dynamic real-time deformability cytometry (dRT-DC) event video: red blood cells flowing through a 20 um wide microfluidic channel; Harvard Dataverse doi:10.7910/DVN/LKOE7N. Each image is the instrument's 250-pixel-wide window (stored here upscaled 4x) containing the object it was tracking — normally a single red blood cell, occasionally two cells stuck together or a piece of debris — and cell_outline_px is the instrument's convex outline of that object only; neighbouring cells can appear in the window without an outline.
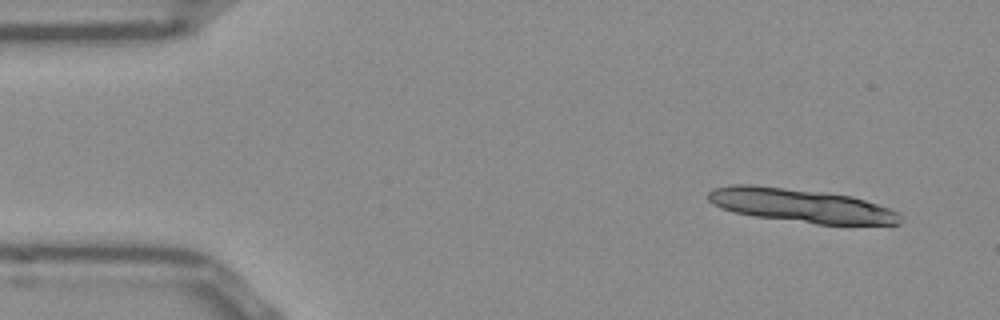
{"species": "Egyptian fruit bat (a non-hibernating species)", "species_latin": "Rousettus aegyptiacus", "temperature_condition": "room temperature", "stored_images_in_passage": 9, "camera_frame_rate_fps": 3000, "um_per_image_px": 0.085, "frame": {"image": 1, "passage_image": 1, "time_ms": 0.0, "image_size_px": [1000, 320], "cell_outline_px": [[900, 224], [816, 224], [756, 216], [736, 212], [720, 208], [708, 200], [708, 192], [712, 188], [732, 184], [752, 184], [824, 192], [852, 196], [888, 208], [896, 212], [900, 216]], "centroid_in_image_um": [68.02, 17.45], "position_along_channel_um": 17.0, "area_um2": 37.34}}